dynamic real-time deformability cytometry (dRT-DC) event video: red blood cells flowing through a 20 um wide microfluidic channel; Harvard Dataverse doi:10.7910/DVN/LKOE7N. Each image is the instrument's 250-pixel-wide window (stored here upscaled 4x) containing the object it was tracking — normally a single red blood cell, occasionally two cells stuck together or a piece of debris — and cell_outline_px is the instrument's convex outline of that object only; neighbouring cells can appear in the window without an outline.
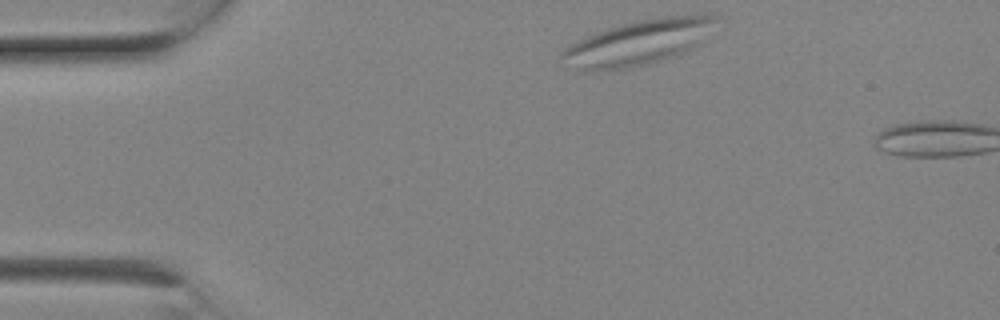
{"species": "Egyptian fruit bat (a non-hibernating species)", "species_latin": "Rousettus aegyptiacus", "temperature_condition": "room temperature", "stored_images_in_passage": 2, "camera_frame_rate_fps": 3000, "um_per_image_px": 0.085, "animal": {"sex": "female"}, "frame": {"image": 1, "passage_image": 1, "time_ms": 0.0, "image_size_px": [1000, 320], "cell_outline_px": [[716, 20], [688, 48], [676, 56], [648, 64], [624, 68], [576, 68], [560, 56], [560, 52], [564, 48], [588, 36], [608, 28], [620, 24], [660, 16], [716, 16]], "centroid_in_image_um": [54.17, 3.6], "position_along_channel_um": 30.8, "area_um2": 37.86}}